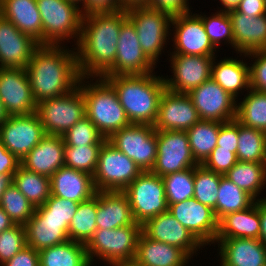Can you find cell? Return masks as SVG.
<instances>
[{
    "instance_id": "obj_1",
    "label": "cell",
    "mask_w": 266,
    "mask_h": 266,
    "mask_svg": "<svg viewBox=\"0 0 266 266\" xmlns=\"http://www.w3.org/2000/svg\"><path fill=\"white\" fill-rule=\"evenodd\" d=\"M126 9L83 16L75 49L81 77H101L115 62L119 32Z\"/></svg>"
},
{
    "instance_id": "obj_2",
    "label": "cell",
    "mask_w": 266,
    "mask_h": 266,
    "mask_svg": "<svg viewBox=\"0 0 266 266\" xmlns=\"http://www.w3.org/2000/svg\"><path fill=\"white\" fill-rule=\"evenodd\" d=\"M40 44L26 66L35 102L66 95L78 86L80 79L75 48Z\"/></svg>"
},
{
    "instance_id": "obj_3",
    "label": "cell",
    "mask_w": 266,
    "mask_h": 266,
    "mask_svg": "<svg viewBox=\"0 0 266 266\" xmlns=\"http://www.w3.org/2000/svg\"><path fill=\"white\" fill-rule=\"evenodd\" d=\"M101 77L116 91L131 124L154 126L158 116L159 101L166 89L162 76H156V73L152 72Z\"/></svg>"
},
{
    "instance_id": "obj_4",
    "label": "cell",
    "mask_w": 266,
    "mask_h": 266,
    "mask_svg": "<svg viewBox=\"0 0 266 266\" xmlns=\"http://www.w3.org/2000/svg\"><path fill=\"white\" fill-rule=\"evenodd\" d=\"M90 77H80L78 86L85 98L86 117L98 131L108 139L114 132L130 125L124 108L118 100L114 88L102 77L87 81ZM87 81V82H86Z\"/></svg>"
},
{
    "instance_id": "obj_5",
    "label": "cell",
    "mask_w": 266,
    "mask_h": 266,
    "mask_svg": "<svg viewBox=\"0 0 266 266\" xmlns=\"http://www.w3.org/2000/svg\"><path fill=\"white\" fill-rule=\"evenodd\" d=\"M42 20V44L62 45L72 38L78 44L83 14L68 0H36Z\"/></svg>"
},
{
    "instance_id": "obj_6",
    "label": "cell",
    "mask_w": 266,
    "mask_h": 266,
    "mask_svg": "<svg viewBox=\"0 0 266 266\" xmlns=\"http://www.w3.org/2000/svg\"><path fill=\"white\" fill-rule=\"evenodd\" d=\"M141 232L142 225L136 222L111 230L97 229L85 244L91 265L95 257L107 264L134 261Z\"/></svg>"
},
{
    "instance_id": "obj_7",
    "label": "cell",
    "mask_w": 266,
    "mask_h": 266,
    "mask_svg": "<svg viewBox=\"0 0 266 266\" xmlns=\"http://www.w3.org/2000/svg\"><path fill=\"white\" fill-rule=\"evenodd\" d=\"M126 12L136 29L143 52L156 65L173 31L170 29L172 15L147 6L127 7Z\"/></svg>"
},
{
    "instance_id": "obj_8",
    "label": "cell",
    "mask_w": 266,
    "mask_h": 266,
    "mask_svg": "<svg viewBox=\"0 0 266 266\" xmlns=\"http://www.w3.org/2000/svg\"><path fill=\"white\" fill-rule=\"evenodd\" d=\"M36 113L46 135L62 136L86 116L84 95L77 86L66 95L42 100Z\"/></svg>"
},
{
    "instance_id": "obj_9",
    "label": "cell",
    "mask_w": 266,
    "mask_h": 266,
    "mask_svg": "<svg viewBox=\"0 0 266 266\" xmlns=\"http://www.w3.org/2000/svg\"><path fill=\"white\" fill-rule=\"evenodd\" d=\"M123 192L127 195L136 223L168 211L163 178L151 171L142 172Z\"/></svg>"
},
{
    "instance_id": "obj_10",
    "label": "cell",
    "mask_w": 266,
    "mask_h": 266,
    "mask_svg": "<svg viewBox=\"0 0 266 266\" xmlns=\"http://www.w3.org/2000/svg\"><path fill=\"white\" fill-rule=\"evenodd\" d=\"M141 173L132 159L106 141L99 152L94 186L96 191H123Z\"/></svg>"
},
{
    "instance_id": "obj_11",
    "label": "cell",
    "mask_w": 266,
    "mask_h": 266,
    "mask_svg": "<svg viewBox=\"0 0 266 266\" xmlns=\"http://www.w3.org/2000/svg\"><path fill=\"white\" fill-rule=\"evenodd\" d=\"M107 141L132 159L142 172L153 169L157 158L154 126L130 124L114 132Z\"/></svg>"
},
{
    "instance_id": "obj_12",
    "label": "cell",
    "mask_w": 266,
    "mask_h": 266,
    "mask_svg": "<svg viewBox=\"0 0 266 266\" xmlns=\"http://www.w3.org/2000/svg\"><path fill=\"white\" fill-rule=\"evenodd\" d=\"M156 138L157 158L152 173L163 177L199 165L193 158L186 131L156 130Z\"/></svg>"
},
{
    "instance_id": "obj_13",
    "label": "cell",
    "mask_w": 266,
    "mask_h": 266,
    "mask_svg": "<svg viewBox=\"0 0 266 266\" xmlns=\"http://www.w3.org/2000/svg\"><path fill=\"white\" fill-rule=\"evenodd\" d=\"M174 26V27H173ZM170 27L173 50L170 54L192 56H215L216 48L212 45L205 31L202 19L191 11L172 16ZM175 28V29H174Z\"/></svg>"
},
{
    "instance_id": "obj_14",
    "label": "cell",
    "mask_w": 266,
    "mask_h": 266,
    "mask_svg": "<svg viewBox=\"0 0 266 266\" xmlns=\"http://www.w3.org/2000/svg\"><path fill=\"white\" fill-rule=\"evenodd\" d=\"M157 67L143 52L136 29L127 19L121 26L114 64L102 76L152 73Z\"/></svg>"
},
{
    "instance_id": "obj_15",
    "label": "cell",
    "mask_w": 266,
    "mask_h": 266,
    "mask_svg": "<svg viewBox=\"0 0 266 266\" xmlns=\"http://www.w3.org/2000/svg\"><path fill=\"white\" fill-rule=\"evenodd\" d=\"M39 115L9 116L0 125V141L20 161L45 136Z\"/></svg>"
},
{
    "instance_id": "obj_16",
    "label": "cell",
    "mask_w": 266,
    "mask_h": 266,
    "mask_svg": "<svg viewBox=\"0 0 266 266\" xmlns=\"http://www.w3.org/2000/svg\"><path fill=\"white\" fill-rule=\"evenodd\" d=\"M0 100L9 116L36 112L26 69L0 67Z\"/></svg>"
},
{
    "instance_id": "obj_17",
    "label": "cell",
    "mask_w": 266,
    "mask_h": 266,
    "mask_svg": "<svg viewBox=\"0 0 266 266\" xmlns=\"http://www.w3.org/2000/svg\"><path fill=\"white\" fill-rule=\"evenodd\" d=\"M201 120L228 122L236 119L237 100L212 78L188 93Z\"/></svg>"
},
{
    "instance_id": "obj_18",
    "label": "cell",
    "mask_w": 266,
    "mask_h": 266,
    "mask_svg": "<svg viewBox=\"0 0 266 266\" xmlns=\"http://www.w3.org/2000/svg\"><path fill=\"white\" fill-rule=\"evenodd\" d=\"M168 212L173 215L203 246L214 244L218 220L213 209L195 198L170 204Z\"/></svg>"
},
{
    "instance_id": "obj_19",
    "label": "cell",
    "mask_w": 266,
    "mask_h": 266,
    "mask_svg": "<svg viewBox=\"0 0 266 266\" xmlns=\"http://www.w3.org/2000/svg\"><path fill=\"white\" fill-rule=\"evenodd\" d=\"M170 55V67L174 74L171 78L164 77L167 90L188 94L211 78V65L216 56Z\"/></svg>"
},
{
    "instance_id": "obj_20",
    "label": "cell",
    "mask_w": 266,
    "mask_h": 266,
    "mask_svg": "<svg viewBox=\"0 0 266 266\" xmlns=\"http://www.w3.org/2000/svg\"><path fill=\"white\" fill-rule=\"evenodd\" d=\"M200 120L188 94L165 89L159 101L154 129L187 131Z\"/></svg>"
},
{
    "instance_id": "obj_21",
    "label": "cell",
    "mask_w": 266,
    "mask_h": 266,
    "mask_svg": "<svg viewBox=\"0 0 266 266\" xmlns=\"http://www.w3.org/2000/svg\"><path fill=\"white\" fill-rule=\"evenodd\" d=\"M142 232L155 241L167 243L184 250L190 257L204 247L168 211L150 218L142 225ZM199 249V250H198Z\"/></svg>"
},
{
    "instance_id": "obj_22",
    "label": "cell",
    "mask_w": 266,
    "mask_h": 266,
    "mask_svg": "<svg viewBox=\"0 0 266 266\" xmlns=\"http://www.w3.org/2000/svg\"><path fill=\"white\" fill-rule=\"evenodd\" d=\"M39 45L0 14V67L25 69Z\"/></svg>"
},
{
    "instance_id": "obj_23",
    "label": "cell",
    "mask_w": 266,
    "mask_h": 266,
    "mask_svg": "<svg viewBox=\"0 0 266 266\" xmlns=\"http://www.w3.org/2000/svg\"><path fill=\"white\" fill-rule=\"evenodd\" d=\"M221 266H266V245L260 239L216 238Z\"/></svg>"
},
{
    "instance_id": "obj_24",
    "label": "cell",
    "mask_w": 266,
    "mask_h": 266,
    "mask_svg": "<svg viewBox=\"0 0 266 266\" xmlns=\"http://www.w3.org/2000/svg\"><path fill=\"white\" fill-rule=\"evenodd\" d=\"M228 15L232 23L234 49L240 57L243 53L266 50V14L251 17L231 10Z\"/></svg>"
},
{
    "instance_id": "obj_25",
    "label": "cell",
    "mask_w": 266,
    "mask_h": 266,
    "mask_svg": "<svg viewBox=\"0 0 266 266\" xmlns=\"http://www.w3.org/2000/svg\"><path fill=\"white\" fill-rule=\"evenodd\" d=\"M65 144L62 136L45 135L22 160L21 166L40 175L51 177L65 166Z\"/></svg>"
},
{
    "instance_id": "obj_26",
    "label": "cell",
    "mask_w": 266,
    "mask_h": 266,
    "mask_svg": "<svg viewBox=\"0 0 266 266\" xmlns=\"http://www.w3.org/2000/svg\"><path fill=\"white\" fill-rule=\"evenodd\" d=\"M51 195L83 202L96 194L93 176L66 166L60 167L51 177Z\"/></svg>"
},
{
    "instance_id": "obj_27",
    "label": "cell",
    "mask_w": 266,
    "mask_h": 266,
    "mask_svg": "<svg viewBox=\"0 0 266 266\" xmlns=\"http://www.w3.org/2000/svg\"><path fill=\"white\" fill-rule=\"evenodd\" d=\"M189 259L184 250L152 240L141 232L134 259L139 266H187Z\"/></svg>"
},
{
    "instance_id": "obj_28",
    "label": "cell",
    "mask_w": 266,
    "mask_h": 266,
    "mask_svg": "<svg viewBox=\"0 0 266 266\" xmlns=\"http://www.w3.org/2000/svg\"><path fill=\"white\" fill-rule=\"evenodd\" d=\"M129 199L123 191H98L97 229H116L132 225Z\"/></svg>"
},
{
    "instance_id": "obj_29",
    "label": "cell",
    "mask_w": 266,
    "mask_h": 266,
    "mask_svg": "<svg viewBox=\"0 0 266 266\" xmlns=\"http://www.w3.org/2000/svg\"><path fill=\"white\" fill-rule=\"evenodd\" d=\"M0 14L42 44V20L36 0H0Z\"/></svg>"
},
{
    "instance_id": "obj_30",
    "label": "cell",
    "mask_w": 266,
    "mask_h": 266,
    "mask_svg": "<svg viewBox=\"0 0 266 266\" xmlns=\"http://www.w3.org/2000/svg\"><path fill=\"white\" fill-rule=\"evenodd\" d=\"M260 228L259 200H256L249 208L221 217L216 238L259 239Z\"/></svg>"
},
{
    "instance_id": "obj_31",
    "label": "cell",
    "mask_w": 266,
    "mask_h": 266,
    "mask_svg": "<svg viewBox=\"0 0 266 266\" xmlns=\"http://www.w3.org/2000/svg\"><path fill=\"white\" fill-rule=\"evenodd\" d=\"M215 58L211 65V78L234 99H238L241 90L250 89V65L233 57L221 59L216 63Z\"/></svg>"
},
{
    "instance_id": "obj_32",
    "label": "cell",
    "mask_w": 266,
    "mask_h": 266,
    "mask_svg": "<svg viewBox=\"0 0 266 266\" xmlns=\"http://www.w3.org/2000/svg\"><path fill=\"white\" fill-rule=\"evenodd\" d=\"M24 227L26 243L36 251L62 244L69 240V224L66 221L39 220L34 214Z\"/></svg>"
},
{
    "instance_id": "obj_33",
    "label": "cell",
    "mask_w": 266,
    "mask_h": 266,
    "mask_svg": "<svg viewBox=\"0 0 266 266\" xmlns=\"http://www.w3.org/2000/svg\"><path fill=\"white\" fill-rule=\"evenodd\" d=\"M40 266H92L85 244L68 240L39 251Z\"/></svg>"
},
{
    "instance_id": "obj_34",
    "label": "cell",
    "mask_w": 266,
    "mask_h": 266,
    "mask_svg": "<svg viewBox=\"0 0 266 266\" xmlns=\"http://www.w3.org/2000/svg\"><path fill=\"white\" fill-rule=\"evenodd\" d=\"M224 176L255 200H259L258 196L266 185V163L237 161Z\"/></svg>"
},
{
    "instance_id": "obj_35",
    "label": "cell",
    "mask_w": 266,
    "mask_h": 266,
    "mask_svg": "<svg viewBox=\"0 0 266 266\" xmlns=\"http://www.w3.org/2000/svg\"><path fill=\"white\" fill-rule=\"evenodd\" d=\"M221 122L200 120L186 131L195 161L201 165L217 146Z\"/></svg>"
},
{
    "instance_id": "obj_36",
    "label": "cell",
    "mask_w": 266,
    "mask_h": 266,
    "mask_svg": "<svg viewBox=\"0 0 266 266\" xmlns=\"http://www.w3.org/2000/svg\"><path fill=\"white\" fill-rule=\"evenodd\" d=\"M13 185L35 208L43 205L51 195L50 178L27 170L21 165L13 175Z\"/></svg>"
},
{
    "instance_id": "obj_37",
    "label": "cell",
    "mask_w": 266,
    "mask_h": 266,
    "mask_svg": "<svg viewBox=\"0 0 266 266\" xmlns=\"http://www.w3.org/2000/svg\"><path fill=\"white\" fill-rule=\"evenodd\" d=\"M98 191L87 201L80 202L71 223L69 240L86 244L97 230Z\"/></svg>"
},
{
    "instance_id": "obj_38",
    "label": "cell",
    "mask_w": 266,
    "mask_h": 266,
    "mask_svg": "<svg viewBox=\"0 0 266 266\" xmlns=\"http://www.w3.org/2000/svg\"><path fill=\"white\" fill-rule=\"evenodd\" d=\"M236 106V120L244 126L266 133V92L250 88Z\"/></svg>"
},
{
    "instance_id": "obj_39",
    "label": "cell",
    "mask_w": 266,
    "mask_h": 266,
    "mask_svg": "<svg viewBox=\"0 0 266 266\" xmlns=\"http://www.w3.org/2000/svg\"><path fill=\"white\" fill-rule=\"evenodd\" d=\"M217 194V204L213 210L217 220L228 213L249 208L256 201L251 195L240 189L223 175H220Z\"/></svg>"
},
{
    "instance_id": "obj_40",
    "label": "cell",
    "mask_w": 266,
    "mask_h": 266,
    "mask_svg": "<svg viewBox=\"0 0 266 266\" xmlns=\"http://www.w3.org/2000/svg\"><path fill=\"white\" fill-rule=\"evenodd\" d=\"M238 161L266 163V133L238 122Z\"/></svg>"
},
{
    "instance_id": "obj_41",
    "label": "cell",
    "mask_w": 266,
    "mask_h": 266,
    "mask_svg": "<svg viewBox=\"0 0 266 266\" xmlns=\"http://www.w3.org/2000/svg\"><path fill=\"white\" fill-rule=\"evenodd\" d=\"M165 185L167 205L193 198L194 167L170 173L162 177Z\"/></svg>"
},
{
    "instance_id": "obj_42",
    "label": "cell",
    "mask_w": 266,
    "mask_h": 266,
    "mask_svg": "<svg viewBox=\"0 0 266 266\" xmlns=\"http://www.w3.org/2000/svg\"><path fill=\"white\" fill-rule=\"evenodd\" d=\"M0 206L15 225H25L34 215L35 207L11 184L3 193Z\"/></svg>"
},
{
    "instance_id": "obj_43",
    "label": "cell",
    "mask_w": 266,
    "mask_h": 266,
    "mask_svg": "<svg viewBox=\"0 0 266 266\" xmlns=\"http://www.w3.org/2000/svg\"><path fill=\"white\" fill-rule=\"evenodd\" d=\"M219 183L220 174L202 165L195 166L193 198L214 210L218 199Z\"/></svg>"
},
{
    "instance_id": "obj_44",
    "label": "cell",
    "mask_w": 266,
    "mask_h": 266,
    "mask_svg": "<svg viewBox=\"0 0 266 266\" xmlns=\"http://www.w3.org/2000/svg\"><path fill=\"white\" fill-rule=\"evenodd\" d=\"M203 22L205 31L209 37L210 42L215 48H220V43L230 44L234 49V37L232 32V23L228 12L217 11L210 17L207 15L197 14ZM222 41V42H221Z\"/></svg>"
},
{
    "instance_id": "obj_45",
    "label": "cell",
    "mask_w": 266,
    "mask_h": 266,
    "mask_svg": "<svg viewBox=\"0 0 266 266\" xmlns=\"http://www.w3.org/2000/svg\"><path fill=\"white\" fill-rule=\"evenodd\" d=\"M102 145L65 147V166L94 175Z\"/></svg>"
},
{
    "instance_id": "obj_46",
    "label": "cell",
    "mask_w": 266,
    "mask_h": 266,
    "mask_svg": "<svg viewBox=\"0 0 266 266\" xmlns=\"http://www.w3.org/2000/svg\"><path fill=\"white\" fill-rule=\"evenodd\" d=\"M78 205L73 200L50 195L43 205L36 207L34 214L39 220L66 221L70 224Z\"/></svg>"
},
{
    "instance_id": "obj_47",
    "label": "cell",
    "mask_w": 266,
    "mask_h": 266,
    "mask_svg": "<svg viewBox=\"0 0 266 266\" xmlns=\"http://www.w3.org/2000/svg\"><path fill=\"white\" fill-rule=\"evenodd\" d=\"M62 137L65 147L103 145L107 141L86 116L71 127Z\"/></svg>"
},
{
    "instance_id": "obj_48",
    "label": "cell",
    "mask_w": 266,
    "mask_h": 266,
    "mask_svg": "<svg viewBox=\"0 0 266 266\" xmlns=\"http://www.w3.org/2000/svg\"><path fill=\"white\" fill-rule=\"evenodd\" d=\"M26 243V231L23 225H14L0 233V266L22 250Z\"/></svg>"
},
{
    "instance_id": "obj_49",
    "label": "cell",
    "mask_w": 266,
    "mask_h": 266,
    "mask_svg": "<svg viewBox=\"0 0 266 266\" xmlns=\"http://www.w3.org/2000/svg\"><path fill=\"white\" fill-rule=\"evenodd\" d=\"M237 161V155L232 152V149H213L201 165L210 171L224 176Z\"/></svg>"
},
{
    "instance_id": "obj_50",
    "label": "cell",
    "mask_w": 266,
    "mask_h": 266,
    "mask_svg": "<svg viewBox=\"0 0 266 266\" xmlns=\"http://www.w3.org/2000/svg\"><path fill=\"white\" fill-rule=\"evenodd\" d=\"M245 58L253 57V64H250V88L266 92V50L243 53Z\"/></svg>"
},
{
    "instance_id": "obj_51",
    "label": "cell",
    "mask_w": 266,
    "mask_h": 266,
    "mask_svg": "<svg viewBox=\"0 0 266 266\" xmlns=\"http://www.w3.org/2000/svg\"><path fill=\"white\" fill-rule=\"evenodd\" d=\"M238 147V121L236 119L221 122L219 129L217 146L214 149H232L237 152Z\"/></svg>"
},
{
    "instance_id": "obj_52",
    "label": "cell",
    "mask_w": 266,
    "mask_h": 266,
    "mask_svg": "<svg viewBox=\"0 0 266 266\" xmlns=\"http://www.w3.org/2000/svg\"><path fill=\"white\" fill-rule=\"evenodd\" d=\"M83 16L93 13L112 12L124 9L120 0H84L81 4Z\"/></svg>"
},
{
    "instance_id": "obj_53",
    "label": "cell",
    "mask_w": 266,
    "mask_h": 266,
    "mask_svg": "<svg viewBox=\"0 0 266 266\" xmlns=\"http://www.w3.org/2000/svg\"><path fill=\"white\" fill-rule=\"evenodd\" d=\"M1 266H40L39 251L27 245Z\"/></svg>"
},
{
    "instance_id": "obj_54",
    "label": "cell",
    "mask_w": 266,
    "mask_h": 266,
    "mask_svg": "<svg viewBox=\"0 0 266 266\" xmlns=\"http://www.w3.org/2000/svg\"><path fill=\"white\" fill-rule=\"evenodd\" d=\"M188 1L189 0H150L146 6L166 11L173 16L191 11Z\"/></svg>"
},
{
    "instance_id": "obj_55",
    "label": "cell",
    "mask_w": 266,
    "mask_h": 266,
    "mask_svg": "<svg viewBox=\"0 0 266 266\" xmlns=\"http://www.w3.org/2000/svg\"><path fill=\"white\" fill-rule=\"evenodd\" d=\"M237 12L247 16H261L266 14V1L265 0H241L238 7L235 9Z\"/></svg>"
},
{
    "instance_id": "obj_56",
    "label": "cell",
    "mask_w": 266,
    "mask_h": 266,
    "mask_svg": "<svg viewBox=\"0 0 266 266\" xmlns=\"http://www.w3.org/2000/svg\"><path fill=\"white\" fill-rule=\"evenodd\" d=\"M21 161L9 152L0 141V174L2 173H15Z\"/></svg>"
},
{
    "instance_id": "obj_57",
    "label": "cell",
    "mask_w": 266,
    "mask_h": 266,
    "mask_svg": "<svg viewBox=\"0 0 266 266\" xmlns=\"http://www.w3.org/2000/svg\"><path fill=\"white\" fill-rule=\"evenodd\" d=\"M259 215L261 222L259 239L266 245V197L259 199Z\"/></svg>"
},
{
    "instance_id": "obj_58",
    "label": "cell",
    "mask_w": 266,
    "mask_h": 266,
    "mask_svg": "<svg viewBox=\"0 0 266 266\" xmlns=\"http://www.w3.org/2000/svg\"><path fill=\"white\" fill-rule=\"evenodd\" d=\"M14 173H2L0 174V201L5 190L13 184Z\"/></svg>"
},
{
    "instance_id": "obj_59",
    "label": "cell",
    "mask_w": 266,
    "mask_h": 266,
    "mask_svg": "<svg viewBox=\"0 0 266 266\" xmlns=\"http://www.w3.org/2000/svg\"><path fill=\"white\" fill-rule=\"evenodd\" d=\"M15 224L12 219L6 214L3 208L0 206V233L2 231L8 230Z\"/></svg>"
},
{
    "instance_id": "obj_60",
    "label": "cell",
    "mask_w": 266,
    "mask_h": 266,
    "mask_svg": "<svg viewBox=\"0 0 266 266\" xmlns=\"http://www.w3.org/2000/svg\"><path fill=\"white\" fill-rule=\"evenodd\" d=\"M240 1L241 0H220L223 8L219 11L229 12L231 10H235L238 7Z\"/></svg>"
},
{
    "instance_id": "obj_61",
    "label": "cell",
    "mask_w": 266,
    "mask_h": 266,
    "mask_svg": "<svg viewBox=\"0 0 266 266\" xmlns=\"http://www.w3.org/2000/svg\"><path fill=\"white\" fill-rule=\"evenodd\" d=\"M150 0H120V4L124 9L131 6H146Z\"/></svg>"
},
{
    "instance_id": "obj_62",
    "label": "cell",
    "mask_w": 266,
    "mask_h": 266,
    "mask_svg": "<svg viewBox=\"0 0 266 266\" xmlns=\"http://www.w3.org/2000/svg\"><path fill=\"white\" fill-rule=\"evenodd\" d=\"M9 117L7 114L4 105L2 104L0 100V125Z\"/></svg>"
},
{
    "instance_id": "obj_63",
    "label": "cell",
    "mask_w": 266,
    "mask_h": 266,
    "mask_svg": "<svg viewBox=\"0 0 266 266\" xmlns=\"http://www.w3.org/2000/svg\"><path fill=\"white\" fill-rule=\"evenodd\" d=\"M110 266H139L135 261L113 262Z\"/></svg>"
},
{
    "instance_id": "obj_64",
    "label": "cell",
    "mask_w": 266,
    "mask_h": 266,
    "mask_svg": "<svg viewBox=\"0 0 266 266\" xmlns=\"http://www.w3.org/2000/svg\"><path fill=\"white\" fill-rule=\"evenodd\" d=\"M68 1H71L73 3H76V4H80V7H81V4L84 2V0H68Z\"/></svg>"
}]
</instances>
